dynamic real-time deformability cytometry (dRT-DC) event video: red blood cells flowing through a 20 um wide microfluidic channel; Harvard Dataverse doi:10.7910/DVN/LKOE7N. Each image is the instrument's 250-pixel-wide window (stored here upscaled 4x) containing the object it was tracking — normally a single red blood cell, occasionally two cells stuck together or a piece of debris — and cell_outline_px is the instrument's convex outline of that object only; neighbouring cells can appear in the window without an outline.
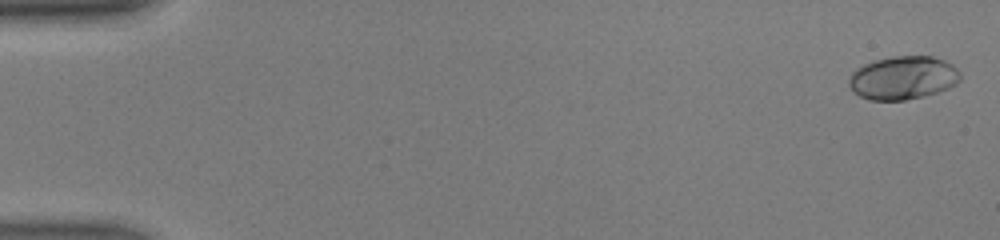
{"species": "human", "species_latin": "Homo sapiens", "temperature_condition": "warm", "stored_images_in_passage": 47, "camera_frame_rate_fps": 3000, "um_per_image_px": 0.085, "donor": {"sex": "male"}, "frame": {"image": 1, "passage_image": 1, "time_ms": 0.0, "image_size_px": [1000, 240], "cell_outline_px": [[960, 80], [956, 84], [948, 88], [936, 92], [904, 100], [868, 100], [860, 96], [848, 84], [848, 80], [852, 72], [856, 68], [864, 64], [876, 60], [892, 56], [932, 56], [944, 60], [952, 64], [960, 72]], "centroid_in_image_um": [76.75, 6.6], "position_along_channel_um": 8.2, "area_um2": 27.98}}
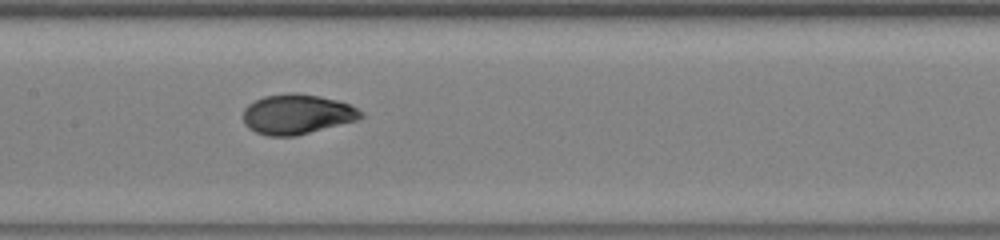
{"frame": {"image": 2, "passage_image": 24, "time_ms": 7.667, "image_size_px": [1000, 240], "cell_outline_px": [[364, 116], [360, 120], [296, 136], [268, 136], [256, 132], [248, 128], [244, 124], [244, 108], [248, 104], [264, 96], [288, 92], [296, 92], [320, 96], [336, 100], [348, 104], [364, 112]], "centroid_in_image_um": [25.27, 9.71], "position_along_channel_um": 182.1, "area_um2": 27.69}}
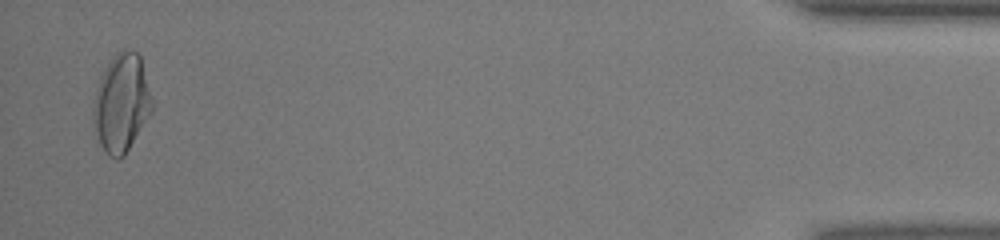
{"frame": {"image": 3, "passage_image": 46, "time_ms": 15.0, "image_size_px": [1000, 240], "cell_outline_px": [[152, 112], [124, 156], [116, 160], [108, 156], [104, 152], [100, 144], [92, 124], [92, 112], [96, 88], [100, 76], [104, 68], [112, 56], [116, 52], [124, 48], [132, 48], [140, 56], [152, 100]], "centroid_in_image_um": [10.29, 8.76], "position_along_channel_um": 424.9, "area_um2": 33.93}, "authors_computed_cell_mechanics": {"area_um2": 27.5128, "velocity_mm_per_s": 4.4382, "shape_relaxation_time_tau1_ms": 3.9733, "shape_relaxation_time_tau2_ms": 0.6096, "deformation_change_tau1": 0.1993, "deformation_change_tau2": 0.0445}}